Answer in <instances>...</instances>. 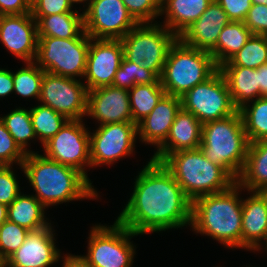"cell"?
Instances as JSON below:
<instances>
[{"label": "cell", "instance_id": "1", "mask_svg": "<svg viewBox=\"0 0 267 267\" xmlns=\"http://www.w3.org/2000/svg\"><path fill=\"white\" fill-rule=\"evenodd\" d=\"M192 201L161 162L150 160L117 221L135 234L191 223Z\"/></svg>", "mask_w": 267, "mask_h": 267}, {"label": "cell", "instance_id": "2", "mask_svg": "<svg viewBox=\"0 0 267 267\" xmlns=\"http://www.w3.org/2000/svg\"><path fill=\"white\" fill-rule=\"evenodd\" d=\"M45 207L55 203L97 196L87 179L78 170L62 165L46 156L27 153L21 166Z\"/></svg>", "mask_w": 267, "mask_h": 267}, {"label": "cell", "instance_id": "3", "mask_svg": "<svg viewBox=\"0 0 267 267\" xmlns=\"http://www.w3.org/2000/svg\"><path fill=\"white\" fill-rule=\"evenodd\" d=\"M239 187L236 182L223 192L193 200L190 223L193 228L228 247H241L242 200L237 196Z\"/></svg>", "mask_w": 267, "mask_h": 267}, {"label": "cell", "instance_id": "4", "mask_svg": "<svg viewBox=\"0 0 267 267\" xmlns=\"http://www.w3.org/2000/svg\"><path fill=\"white\" fill-rule=\"evenodd\" d=\"M161 163L191 201L223 192L236 183L225 168L212 163L199 148L168 154Z\"/></svg>", "mask_w": 267, "mask_h": 267}, {"label": "cell", "instance_id": "5", "mask_svg": "<svg viewBox=\"0 0 267 267\" xmlns=\"http://www.w3.org/2000/svg\"><path fill=\"white\" fill-rule=\"evenodd\" d=\"M249 140L239 110L224 119L202 124L199 149L212 163L239 177L248 153Z\"/></svg>", "mask_w": 267, "mask_h": 267}, {"label": "cell", "instance_id": "6", "mask_svg": "<svg viewBox=\"0 0 267 267\" xmlns=\"http://www.w3.org/2000/svg\"><path fill=\"white\" fill-rule=\"evenodd\" d=\"M218 69L210 52L191 47L177 38L168 51L160 82L166 94L182 97Z\"/></svg>", "mask_w": 267, "mask_h": 267}, {"label": "cell", "instance_id": "7", "mask_svg": "<svg viewBox=\"0 0 267 267\" xmlns=\"http://www.w3.org/2000/svg\"><path fill=\"white\" fill-rule=\"evenodd\" d=\"M148 24L144 27L143 23L137 24L121 39L123 57L160 79L168 51L178 37L166 27Z\"/></svg>", "mask_w": 267, "mask_h": 267}, {"label": "cell", "instance_id": "8", "mask_svg": "<svg viewBox=\"0 0 267 267\" xmlns=\"http://www.w3.org/2000/svg\"><path fill=\"white\" fill-rule=\"evenodd\" d=\"M90 36L84 31L77 38L38 36L36 61L51 74L74 78L84 76Z\"/></svg>", "mask_w": 267, "mask_h": 267}, {"label": "cell", "instance_id": "9", "mask_svg": "<svg viewBox=\"0 0 267 267\" xmlns=\"http://www.w3.org/2000/svg\"><path fill=\"white\" fill-rule=\"evenodd\" d=\"M180 99L182 109L192 113L202 124L224 119L238 111L232 101L227 81L219 69Z\"/></svg>", "mask_w": 267, "mask_h": 267}, {"label": "cell", "instance_id": "10", "mask_svg": "<svg viewBox=\"0 0 267 267\" xmlns=\"http://www.w3.org/2000/svg\"><path fill=\"white\" fill-rule=\"evenodd\" d=\"M130 229L117 220L112 227H93L89 240L88 255L84 258L93 267H130L134 248L129 236H135Z\"/></svg>", "mask_w": 267, "mask_h": 267}, {"label": "cell", "instance_id": "11", "mask_svg": "<svg viewBox=\"0 0 267 267\" xmlns=\"http://www.w3.org/2000/svg\"><path fill=\"white\" fill-rule=\"evenodd\" d=\"M83 21L84 31L93 40H121L138 24L122 0H90Z\"/></svg>", "mask_w": 267, "mask_h": 267}, {"label": "cell", "instance_id": "12", "mask_svg": "<svg viewBox=\"0 0 267 267\" xmlns=\"http://www.w3.org/2000/svg\"><path fill=\"white\" fill-rule=\"evenodd\" d=\"M88 90L75 78L45 72L39 100L68 120H81L87 112Z\"/></svg>", "mask_w": 267, "mask_h": 267}, {"label": "cell", "instance_id": "13", "mask_svg": "<svg viewBox=\"0 0 267 267\" xmlns=\"http://www.w3.org/2000/svg\"><path fill=\"white\" fill-rule=\"evenodd\" d=\"M84 128L81 120H68L43 146L47 158L78 170L88 179L82 167L86 163L91 166L90 134Z\"/></svg>", "mask_w": 267, "mask_h": 267}, {"label": "cell", "instance_id": "14", "mask_svg": "<svg viewBox=\"0 0 267 267\" xmlns=\"http://www.w3.org/2000/svg\"><path fill=\"white\" fill-rule=\"evenodd\" d=\"M137 134V124L133 122L100 125L90 136L91 165L110 164L131 154Z\"/></svg>", "mask_w": 267, "mask_h": 267}, {"label": "cell", "instance_id": "15", "mask_svg": "<svg viewBox=\"0 0 267 267\" xmlns=\"http://www.w3.org/2000/svg\"><path fill=\"white\" fill-rule=\"evenodd\" d=\"M90 37V46L87 54L85 75L88 91L110 86L115 73L123 59L121 40L96 39L93 44Z\"/></svg>", "mask_w": 267, "mask_h": 267}, {"label": "cell", "instance_id": "16", "mask_svg": "<svg viewBox=\"0 0 267 267\" xmlns=\"http://www.w3.org/2000/svg\"><path fill=\"white\" fill-rule=\"evenodd\" d=\"M34 23V24H33ZM0 40L6 48L27 63L37 55V22L31 13L3 15L0 21Z\"/></svg>", "mask_w": 267, "mask_h": 267}, {"label": "cell", "instance_id": "17", "mask_svg": "<svg viewBox=\"0 0 267 267\" xmlns=\"http://www.w3.org/2000/svg\"><path fill=\"white\" fill-rule=\"evenodd\" d=\"M86 114L101 125L132 122L129 90L110 85L88 91Z\"/></svg>", "mask_w": 267, "mask_h": 267}, {"label": "cell", "instance_id": "18", "mask_svg": "<svg viewBox=\"0 0 267 267\" xmlns=\"http://www.w3.org/2000/svg\"><path fill=\"white\" fill-rule=\"evenodd\" d=\"M46 226L30 230L24 243L5 261L10 267H48L58 261L53 232Z\"/></svg>", "mask_w": 267, "mask_h": 267}, {"label": "cell", "instance_id": "19", "mask_svg": "<svg viewBox=\"0 0 267 267\" xmlns=\"http://www.w3.org/2000/svg\"><path fill=\"white\" fill-rule=\"evenodd\" d=\"M230 22L226 12L213 0L200 18L178 38L191 47L211 52L216 47L221 30Z\"/></svg>", "mask_w": 267, "mask_h": 267}, {"label": "cell", "instance_id": "20", "mask_svg": "<svg viewBox=\"0 0 267 267\" xmlns=\"http://www.w3.org/2000/svg\"><path fill=\"white\" fill-rule=\"evenodd\" d=\"M201 135L202 123L192 113L181 108L166 140L158 147V151L151 160L161 162L168 154L199 148Z\"/></svg>", "mask_w": 267, "mask_h": 267}, {"label": "cell", "instance_id": "21", "mask_svg": "<svg viewBox=\"0 0 267 267\" xmlns=\"http://www.w3.org/2000/svg\"><path fill=\"white\" fill-rule=\"evenodd\" d=\"M181 108L180 97L165 93L151 113L137 124L141 140L159 147L166 140Z\"/></svg>", "mask_w": 267, "mask_h": 267}, {"label": "cell", "instance_id": "22", "mask_svg": "<svg viewBox=\"0 0 267 267\" xmlns=\"http://www.w3.org/2000/svg\"><path fill=\"white\" fill-rule=\"evenodd\" d=\"M267 234V198L262 192L242 201L241 247L258 249Z\"/></svg>", "mask_w": 267, "mask_h": 267}, {"label": "cell", "instance_id": "23", "mask_svg": "<svg viewBox=\"0 0 267 267\" xmlns=\"http://www.w3.org/2000/svg\"><path fill=\"white\" fill-rule=\"evenodd\" d=\"M219 70L227 81L232 101L238 110L247 104L250 99L260 97L258 68L220 66Z\"/></svg>", "mask_w": 267, "mask_h": 267}, {"label": "cell", "instance_id": "24", "mask_svg": "<svg viewBox=\"0 0 267 267\" xmlns=\"http://www.w3.org/2000/svg\"><path fill=\"white\" fill-rule=\"evenodd\" d=\"M248 191L262 192L267 188V142L264 140L249 144L244 167L236 179Z\"/></svg>", "mask_w": 267, "mask_h": 267}, {"label": "cell", "instance_id": "25", "mask_svg": "<svg viewBox=\"0 0 267 267\" xmlns=\"http://www.w3.org/2000/svg\"><path fill=\"white\" fill-rule=\"evenodd\" d=\"M212 1L161 0V13H163L164 9H166L165 13H167L165 27L179 37L187 27L200 18ZM163 4L167 6H162Z\"/></svg>", "mask_w": 267, "mask_h": 267}, {"label": "cell", "instance_id": "26", "mask_svg": "<svg viewBox=\"0 0 267 267\" xmlns=\"http://www.w3.org/2000/svg\"><path fill=\"white\" fill-rule=\"evenodd\" d=\"M37 22L38 36L61 39L77 38L84 32L83 14L65 12L47 16H32Z\"/></svg>", "mask_w": 267, "mask_h": 267}, {"label": "cell", "instance_id": "27", "mask_svg": "<svg viewBox=\"0 0 267 267\" xmlns=\"http://www.w3.org/2000/svg\"><path fill=\"white\" fill-rule=\"evenodd\" d=\"M252 32L244 22L231 21L221 30L216 47L210 52L219 68L228 62L248 41Z\"/></svg>", "mask_w": 267, "mask_h": 267}, {"label": "cell", "instance_id": "28", "mask_svg": "<svg viewBox=\"0 0 267 267\" xmlns=\"http://www.w3.org/2000/svg\"><path fill=\"white\" fill-rule=\"evenodd\" d=\"M45 206L34 196L21 193L8 206L7 220L26 229L37 230L48 226L44 220Z\"/></svg>", "mask_w": 267, "mask_h": 267}, {"label": "cell", "instance_id": "29", "mask_svg": "<svg viewBox=\"0 0 267 267\" xmlns=\"http://www.w3.org/2000/svg\"><path fill=\"white\" fill-rule=\"evenodd\" d=\"M132 122L138 124L155 108L165 94L161 84H136L129 91Z\"/></svg>", "mask_w": 267, "mask_h": 267}, {"label": "cell", "instance_id": "30", "mask_svg": "<svg viewBox=\"0 0 267 267\" xmlns=\"http://www.w3.org/2000/svg\"><path fill=\"white\" fill-rule=\"evenodd\" d=\"M245 133L250 143L267 138V98L255 99L252 107L245 104L239 109Z\"/></svg>", "mask_w": 267, "mask_h": 267}, {"label": "cell", "instance_id": "31", "mask_svg": "<svg viewBox=\"0 0 267 267\" xmlns=\"http://www.w3.org/2000/svg\"><path fill=\"white\" fill-rule=\"evenodd\" d=\"M267 64V39L265 35H254L226 63L221 66H242L257 69Z\"/></svg>", "mask_w": 267, "mask_h": 267}, {"label": "cell", "instance_id": "32", "mask_svg": "<svg viewBox=\"0 0 267 267\" xmlns=\"http://www.w3.org/2000/svg\"><path fill=\"white\" fill-rule=\"evenodd\" d=\"M30 116L35 135L46 144L65 125L68 119L49 106L39 105L30 109Z\"/></svg>", "mask_w": 267, "mask_h": 267}, {"label": "cell", "instance_id": "33", "mask_svg": "<svg viewBox=\"0 0 267 267\" xmlns=\"http://www.w3.org/2000/svg\"><path fill=\"white\" fill-rule=\"evenodd\" d=\"M136 84H161V82L152 71L123 57L120 67L115 73L112 86L129 90Z\"/></svg>", "mask_w": 267, "mask_h": 267}, {"label": "cell", "instance_id": "34", "mask_svg": "<svg viewBox=\"0 0 267 267\" xmlns=\"http://www.w3.org/2000/svg\"><path fill=\"white\" fill-rule=\"evenodd\" d=\"M1 119L19 147L24 152L30 153V151H26L25 149L27 141L36 137L32 125L30 110L16 109Z\"/></svg>", "mask_w": 267, "mask_h": 267}, {"label": "cell", "instance_id": "35", "mask_svg": "<svg viewBox=\"0 0 267 267\" xmlns=\"http://www.w3.org/2000/svg\"><path fill=\"white\" fill-rule=\"evenodd\" d=\"M33 63L28 62L26 68L13 73V91L23 97L35 96L39 99L45 71Z\"/></svg>", "mask_w": 267, "mask_h": 267}, {"label": "cell", "instance_id": "36", "mask_svg": "<svg viewBox=\"0 0 267 267\" xmlns=\"http://www.w3.org/2000/svg\"><path fill=\"white\" fill-rule=\"evenodd\" d=\"M28 232L8 220L0 226V258L4 262L24 243Z\"/></svg>", "mask_w": 267, "mask_h": 267}, {"label": "cell", "instance_id": "37", "mask_svg": "<svg viewBox=\"0 0 267 267\" xmlns=\"http://www.w3.org/2000/svg\"><path fill=\"white\" fill-rule=\"evenodd\" d=\"M26 155L27 153L15 142L0 117V166H10L13 161H17L22 166Z\"/></svg>", "mask_w": 267, "mask_h": 267}, {"label": "cell", "instance_id": "38", "mask_svg": "<svg viewBox=\"0 0 267 267\" xmlns=\"http://www.w3.org/2000/svg\"><path fill=\"white\" fill-rule=\"evenodd\" d=\"M129 14L140 24H147L161 13V0H122Z\"/></svg>", "mask_w": 267, "mask_h": 267}, {"label": "cell", "instance_id": "39", "mask_svg": "<svg viewBox=\"0 0 267 267\" xmlns=\"http://www.w3.org/2000/svg\"><path fill=\"white\" fill-rule=\"evenodd\" d=\"M17 180L10 166H0V203L9 206L20 194Z\"/></svg>", "mask_w": 267, "mask_h": 267}, {"label": "cell", "instance_id": "40", "mask_svg": "<svg viewBox=\"0 0 267 267\" xmlns=\"http://www.w3.org/2000/svg\"><path fill=\"white\" fill-rule=\"evenodd\" d=\"M254 35L267 34V5L252 4L244 21Z\"/></svg>", "mask_w": 267, "mask_h": 267}, {"label": "cell", "instance_id": "41", "mask_svg": "<svg viewBox=\"0 0 267 267\" xmlns=\"http://www.w3.org/2000/svg\"><path fill=\"white\" fill-rule=\"evenodd\" d=\"M72 2L69 0H39L31 7L32 16H47L71 10Z\"/></svg>", "mask_w": 267, "mask_h": 267}, {"label": "cell", "instance_id": "42", "mask_svg": "<svg viewBox=\"0 0 267 267\" xmlns=\"http://www.w3.org/2000/svg\"><path fill=\"white\" fill-rule=\"evenodd\" d=\"M231 21L244 22L252 6L251 0H215Z\"/></svg>", "mask_w": 267, "mask_h": 267}, {"label": "cell", "instance_id": "43", "mask_svg": "<svg viewBox=\"0 0 267 267\" xmlns=\"http://www.w3.org/2000/svg\"><path fill=\"white\" fill-rule=\"evenodd\" d=\"M0 12L3 15L31 13L26 0H0Z\"/></svg>", "mask_w": 267, "mask_h": 267}, {"label": "cell", "instance_id": "44", "mask_svg": "<svg viewBox=\"0 0 267 267\" xmlns=\"http://www.w3.org/2000/svg\"><path fill=\"white\" fill-rule=\"evenodd\" d=\"M13 92V73L0 69V97Z\"/></svg>", "mask_w": 267, "mask_h": 267}, {"label": "cell", "instance_id": "45", "mask_svg": "<svg viewBox=\"0 0 267 267\" xmlns=\"http://www.w3.org/2000/svg\"><path fill=\"white\" fill-rule=\"evenodd\" d=\"M258 84L260 86V97L267 98V64L258 68Z\"/></svg>", "mask_w": 267, "mask_h": 267}, {"label": "cell", "instance_id": "46", "mask_svg": "<svg viewBox=\"0 0 267 267\" xmlns=\"http://www.w3.org/2000/svg\"><path fill=\"white\" fill-rule=\"evenodd\" d=\"M63 267H93L84 256H67Z\"/></svg>", "mask_w": 267, "mask_h": 267}, {"label": "cell", "instance_id": "47", "mask_svg": "<svg viewBox=\"0 0 267 267\" xmlns=\"http://www.w3.org/2000/svg\"><path fill=\"white\" fill-rule=\"evenodd\" d=\"M8 206L0 203V226L7 220Z\"/></svg>", "mask_w": 267, "mask_h": 267}, {"label": "cell", "instance_id": "48", "mask_svg": "<svg viewBox=\"0 0 267 267\" xmlns=\"http://www.w3.org/2000/svg\"><path fill=\"white\" fill-rule=\"evenodd\" d=\"M252 4L267 5V0H251Z\"/></svg>", "mask_w": 267, "mask_h": 267}, {"label": "cell", "instance_id": "49", "mask_svg": "<svg viewBox=\"0 0 267 267\" xmlns=\"http://www.w3.org/2000/svg\"><path fill=\"white\" fill-rule=\"evenodd\" d=\"M30 7L36 4L39 0H26Z\"/></svg>", "mask_w": 267, "mask_h": 267}, {"label": "cell", "instance_id": "50", "mask_svg": "<svg viewBox=\"0 0 267 267\" xmlns=\"http://www.w3.org/2000/svg\"><path fill=\"white\" fill-rule=\"evenodd\" d=\"M69 1H71L72 3H74V2H83V1H86V0H69Z\"/></svg>", "mask_w": 267, "mask_h": 267}, {"label": "cell", "instance_id": "51", "mask_svg": "<svg viewBox=\"0 0 267 267\" xmlns=\"http://www.w3.org/2000/svg\"><path fill=\"white\" fill-rule=\"evenodd\" d=\"M262 193L264 194V196L267 198V188L266 189H264L263 191H262Z\"/></svg>", "mask_w": 267, "mask_h": 267}, {"label": "cell", "instance_id": "52", "mask_svg": "<svg viewBox=\"0 0 267 267\" xmlns=\"http://www.w3.org/2000/svg\"><path fill=\"white\" fill-rule=\"evenodd\" d=\"M4 264V261L0 258V267Z\"/></svg>", "mask_w": 267, "mask_h": 267}, {"label": "cell", "instance_id": "53", "mask_svg": "<svg viewBox=\"0 0 267 267\" xmlns=\"http://www.w3.org/2000/svg\"><path fill=\"white\" fill-rule=\"evenodd\" d=\"M2 16H3V14L0 12V21H1Z\"/></svg>", "mask_w": 267, "mask_h": 267}]
</instances>
